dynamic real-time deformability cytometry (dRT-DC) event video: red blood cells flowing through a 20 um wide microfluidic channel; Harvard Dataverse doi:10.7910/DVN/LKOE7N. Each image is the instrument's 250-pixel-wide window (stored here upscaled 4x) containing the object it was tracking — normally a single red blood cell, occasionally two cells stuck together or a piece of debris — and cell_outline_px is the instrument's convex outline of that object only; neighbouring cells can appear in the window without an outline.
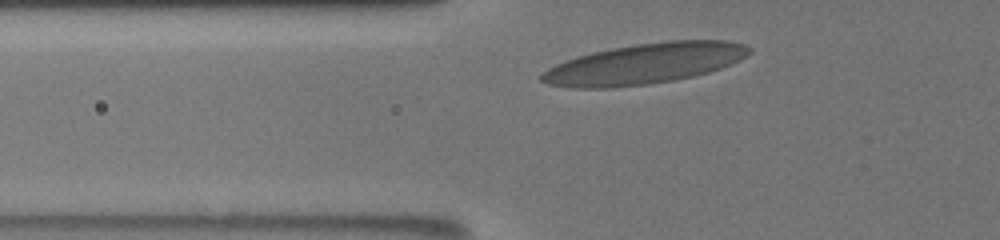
{"species": "human", "species_latin": "Homo sapiens", "temperature_condition": "room temperature", "stored_images_in_passage": 32, "camera_frame_rate_fps": 3000, "um_per_image_px": 0.085, "donor": {"sex": "male"}, "frame": {"image": 1, "passage_image": 4, "time_ms": 1.0, "image_size_px": [1000, 240], "cell_outline_px": [[752, 52], [748, 56], [740, 60], [720, 68], [708, 72], [692, 76], [672, 80], [648, 84], [608, 88], [572, 88], [548, 84], [540, 80], [540, 76], [548, 68], [564, 60], [592, 52], [612, 48], [636, 44], [668, 40], [728, 40], [744, 44], [752, 48]], "centroid_in_image_um": [54.81, 5.4], "position_along_channel_um": 71.0, "area_um2": 49.01}}
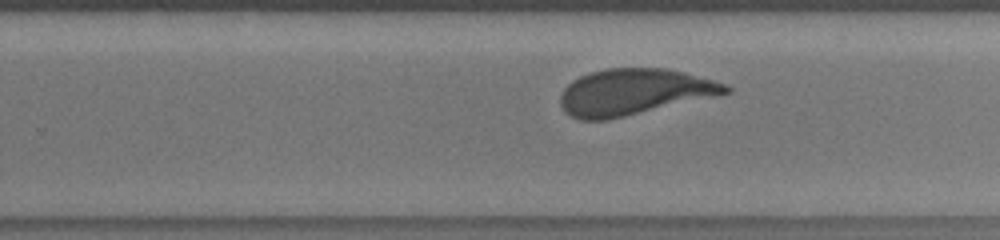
{"frame": {"image": 2, "passage_image": 21, "time_ms": 6.667, "image_size_px": [1000, 240], "cell_outline_px": [[732, 92], [720, 96], [624, 116], [604, 120], [580, 120], [564, 112], [560, 104], [560, 96], [564, 88], [572, 80], [580, 76], [592, 72], [608, 68], [664, 68], [684, 72], [728, 84], [732, 88]], "centroid_in_image_um": [53.93, 7.82], "position_along_channel_um": 275.9, "area_um2": 44.62}}
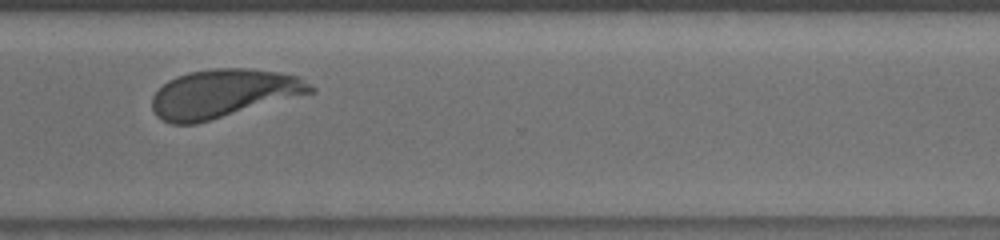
{"frame": {"image": 3, "passage_image": 27, "time_ms": 8.667, "image_size_px": [1000, 240], "cell_outline_px": [[316, 92], [196, 124], [172, 124], [160, 120], [156, 116], [152, 108], [152, 96], [168, 80], [176, 76], [188, 72], [212, 68], [248, 68], [280, 72], [300, 76], [312, 84], [316, 88]], "centroid_in_image_um": [19.02, 7.94], "position_along_channel_um": 351.6, "area_um2": 45.14}, "authors_computed_cell_mechanics": {"area_um2": 44.8528, "velocity_mm_per_s": 3.7694, "shape_relaxation_time_tau1_ms": 5.0216, "shape_relaxation_time_tau2_ms": null, "deformation_change_tau1": 0.1656, "deformation_change_tau2": null}}